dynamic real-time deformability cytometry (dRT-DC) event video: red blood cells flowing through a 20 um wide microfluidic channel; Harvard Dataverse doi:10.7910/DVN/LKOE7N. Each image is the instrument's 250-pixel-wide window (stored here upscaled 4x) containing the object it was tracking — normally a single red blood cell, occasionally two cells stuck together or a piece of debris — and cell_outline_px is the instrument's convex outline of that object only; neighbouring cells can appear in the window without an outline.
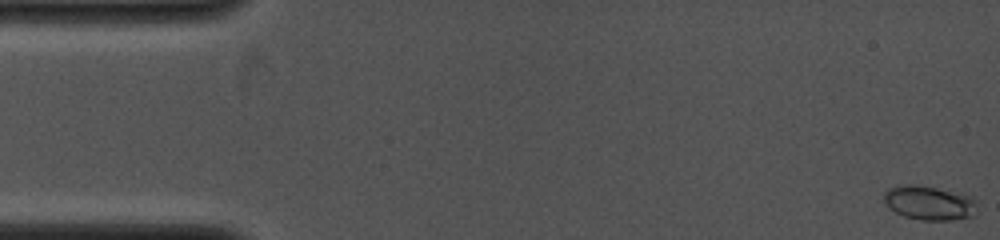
{"species": "common noctule bat (a hibernating species)", "species_latin": "Nyctalus noctula", "temperature_condition": "cold", "stored_images_in_passage": 67, "camera_frame_rate_fps": 4000, "um_per_image_px": 0.085, "animal": {"sex": "female", "body_mass_g": 19.0, "forearm_length_mm": 53.3}, "frame": {"image": 1, "passage_image": 1, "time_ms": 0.0, "image_size_px": [1000, 240], "cell_outline_px": [[976, 216], [952, 220], [920, 220], [904, 216], [888, 208], [880, 196], [888, 188], [904, 184], [916, 184], [960, 192], [972, 196], [976, 200]], "centroid_in_image_um": [78.98, 17.23], "position_along_channel_um": 6.0, "area_um2": 19.19}}
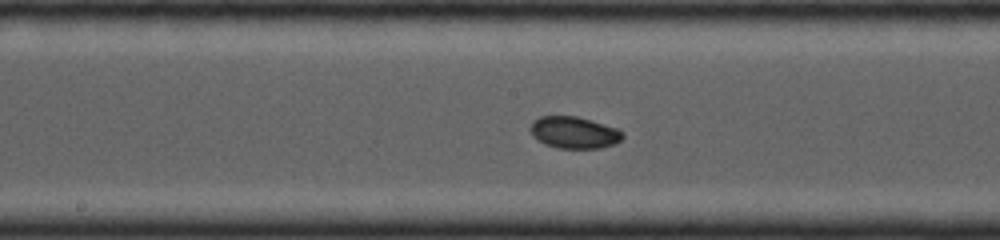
{"frame": {"image": 2, "passage_image": 36, "time_ms": 7.5, "image_size_px": [1000, 240], "cell_outline_px": [[624, 136], [616, 144], [600, 148], [556, 148], [544, 144], [532, 136], [528, 128], [540, 116], [576, 116], [616, 128], [624, 132]], "centroid_in_image_um": [48.79, 11.28], "position_along_channel_um": 199.4, "area_um2": 17.11}}
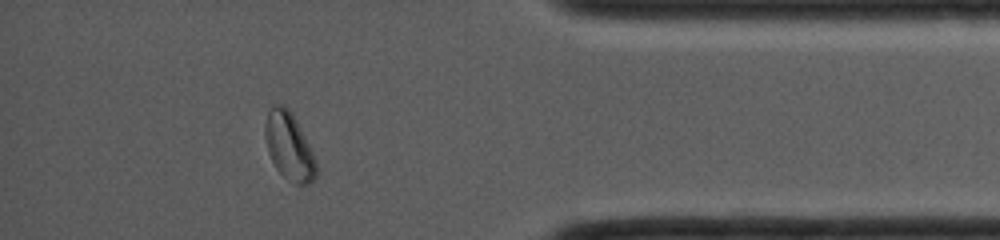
{"frame": {"image": 3, "passage_image": 60, "time_ms": 12.75, "image_size_px": [1000, 240], "cell_outline_px": [[316, 176], [308, 184], [296, 184], [284, 176], [276, 168], [268, 152], [264, 132], [264, 124], [268, 112], [272, 104], [284, 104], [292, 112], [316, 160]], "centroid_in_image_um": [24.55, 12.4], "position_along_channel_um": 410.7, "area_um2": 19.88}}